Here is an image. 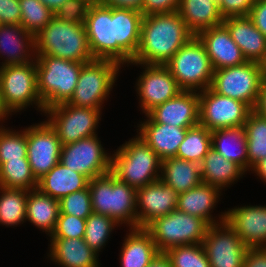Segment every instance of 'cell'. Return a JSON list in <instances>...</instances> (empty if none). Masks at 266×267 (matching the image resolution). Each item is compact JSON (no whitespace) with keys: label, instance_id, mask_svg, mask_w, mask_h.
<instances>
[{"label":"cell","instance_id":"6da1fadb","mask_svg":"<svg viewBox=\"0 0 266 267\" xmlns=\"http://www.w3.org/2000/svg\"><path fill=\"white\" fill-rule=\"evenodd\" d=\"M194 36L178 11L143 16L139 46L131 62L165 65Z\"/></svg>","mask_w":266,"mask_h":267},{"label":"cell","instance_id":"7a4b0ae2","mask_svg":"<svg viewBox=\"0 0 266 267\" xmlns=\"http://www.w3.org/2000/svg\"><path fill=\"white\" fill-rule=\"evenodd\" d=\"M115 151L110 172L118 180L136 190L160 180L162 160L138 135Z\"/></svg>","mask_w":266,"mask_h":267},{"label":"cell","instance_id":"3957f363","mask_svg":"<svg viewBox=\"0 0 266 267\" xmlns=\"http://www.w3.org/2000/svg\"><path fill=\"white\" fill-rule=\"evenodd\" d=\"M36 55H48L80 63L94 60L84 23L53 19L35 35Z\"/></svg>","mask_w":266,"mask_h":267},{"label":"cell","instance_id":"277c9868","mask_svg":"<svg viewBox=\"0 0 266 267\" xmlns=\"http://www.w3.org/2000/svg\"><path fill=\"white\" fill-rule=\"evenodd\" d=\"M93 212L107 215L120 225L137 228V190L118 180L111 172L88 183Z\"/></svg>","mask_w":266,"mask_h":267},{"label":"cell","instance_id":"5b68a950","mask_svg":"<svg viewBox=\"0 0 266 267\" xmlns=\"http://www.w3.org/2000/svg\"><path fill=\"white\" fill-rule=\"evenodd\" d=\"M35 61L37 89L44 109L68 102L85 63L48 55H36Z\"/></svg>","mask_w":266,"mask_h":267},{"label":"cell","instance_id":"8992f818","mask_svg":"<svg viewBox=\"0 0 266 267\" xmlns=\"http://www.w3.org/2000/svg\"><path fill=\"white\" fill-rule=\"evenodd\" d=\"M165 66L182 90L200 92L210 88L214 69L204 45L196 35Z\"/></svg>","mask_w":266,"mask_h":267},{"label":"cell","instance_id":"52a82bcc","mask_svg":"<svg viewBox=\"0 0 266 267\" xmlns=\"http://www.w3.org/2000/svg\"><path fill=\"white\" fill-rule=\"evenodd\" d=\"M121 65L110 59H94L85 63L80 71L73 96L68 104L100 109L110 95Z\"/></svg>","mask_w":266,"mask_h":267},{"label":"cell","instance_id":"ba28073f","mask_svg":"<svg viewBox=\"0 0 266 267\" xmlns=\"http://www.w3.org/2000/svg\"><path fill=\"white\" fill-rule=\"evenodd\" d=\"M210 225L202 218L179 210L151 222L145 229L150 233L160 253L188 244H202Z\"/></svg>","mask_w":266,"mask_h":267},{"label":"cell","instance_id":"9c48e42d","mask_svg":"<svg viewBox=\"0 0 266 267\" xmlns=\"http://www.w3.org/2000/svg\"><path fill=\"white\" fill-rule=\"evenodd\" d=\"M0 92L11 114L33 104L36 110L45 112L37 89L36 61L0 67Z\"/></svg>","mask_w":266,"mask_h":267},{"label":"cell","instance_id":"30bf717a","mask_svg":"<svg viewBox=\"0 0 266 267\" xmlns=\"http://www.w3.org/2000/svg\"><path fill=\"white\" fill-rule=\"evenodd\" d=\"M265 77V65L246 61L244 64L214 70L210 89L239 100L254 110Z\"/></svg>","mask_w":266,"mask_h":267},{"label":"cell","instance_id":"8fae6325","mask_svg":"<svg viewBox=\"0 0 266 267\" xmlns=\"http://www.w3.org/2000/svg\"><path fill=\"white\" fill-rule=\"evenodd\" d=\"M44 115L62 146L96 136L99 120L102 119L100 109L78 107L67 102L46 109Z\"/></svg>","mask_w":266,"mask_h":267},{"label":"cell","instance_id":"7c38bea8","mask_svg":"<svg viewBox=\"0 0 266 267\" xmlns=\"http://www.w3.org/2000/svg\"><path fill=\"white\" fill-rule=\"evenodd\" d=\"M252 111L247 104L210 88L199 92V124L210 131L244 126Z\"/></svg>","mask_w":266,"mask_h":267},{"label":"cell","instance_id":"4fadbf2b","mask_svg":"<svg viewBox=\"0 0 266 267\" xmlns=\"http://www.w3.org/2000/svg\"><path fill=\"white\" fill-rule=\"evenodd\" d=\"M99 139L96 135L63 145L60 162L89 180L109 173L112 155L106 152Z\"/></svg>","mask_w":266,"mask_h":267},{"label":"cell","instance_id":"5bb4252c","mask_svg":"<svg viewBox=\"0 0 266 267\" xmlns=\"http://www.w3.org/2000/svg\"><path fill=\"white\" fill-rule=\"evenodd\" d=\"M202 245L211 267H243L248 247L226 220L208 228Z\"/></svg>","mask_w":266,"mask_h":267},{"label":"cell","instance_id":"9a60e30c","mask_svg":"<svg viewBox=\"0 0 266 267\" xmlns=\"http://www.w3.org/2000/svg\"><path fill=\"white\" fill-rule=\"evenodd\" d=\"M61 148L55 130L47 121L27 127V158L37 181L60 162Z\"/></svg>","mask_w":266,"mask_h":267},{"label":"cell","instance_id":"2e32d148","mask_svg":"<svg viewBox=\"0 0 266 267\" xmlns=\"http://www.w3.org/2000/svg\"><path fill=\"white\" fill-rule=\"evenodd\" d=\"M132 64L140 65L144 69L135 85L140 100L139 105L145 115L154 107L176 97L183 91L165 65H144L131 62L130 65Z\"/></svg>","mask_w":266,"mask_h":267},{"label":"cell","instance_id":"e0dca14e","mask_svg":"<svg viewBox=\"0 0 266 267\" xmlns=\"http://www.w3.org/2000/svg\"><path fill=\"white\" fill-rule=\"evenodd\" d=\"M84 26L94 59L116 61L114 7L91 4Z\"/></svg>","mask_w":266,"mask_h":267},{"label":"cell","instance_id":"ac0fdd59","mask_svg":"<svg viewBox=\"0 0 266 267\" xmlns=\"http://www.w3.org/2000/svg\"><path fill=\"white\" fill-rule=\"evenodd\" d=\"M177 200L178 193L161 180L137 189V228H146L154 220L176 210Z\"/></svg>","mask_w":266,"mask_h":267},{"label":"cell","instance_id":"d6986e66","mask_svg":"<svg viewBox=\"0 0 266 267\" xmlns=\"http://www.w3.org/2000/svg\"><path fill=\"white\" fill-rule=\"evenodd\" d=\"M153 122L190 128L199 124V92L181 91L146 114Z\"/></svg>","mask_w":266,"mask_h":267},{"label":"cell","instance_id":"ffe728a7","mask_svg":"<svg viewBox=\"0 0 266 267\" xmlns=\"http://www.w3.org/2000/svg\"><path fill=\"white\" fill-rule=\"evenodd\" d=\"M225 220L248 248L266 247V205L229 209Z\"/></svg>","mask_w":266,"mask_h":267},{"label":"cell","instance_id":"44dd1931","mask_svg":"<svg viewBox=\"0 0 266 267\" xmlns=\"http://www.w3.org/2000/svg\"><path fill=\"white\" fill-rule=\"evenodd\" d=\"M196 36L204 45L214 70L238 66L247 61L224 24L202 30Z\"/></svg>","mask_w":266,"mask_h":267},{"label":"cell","instance_id":"7402d4cb","mask_svg":"<svg viewBox=\"0 0 266 267\" xmlns=\"http://www.w3.org/2000/svg\"><path fill=\"white\" fill-rule=\"evenodd\" d=\"M143 14L140 11L114 7L116 62L122 67L131 63L140 42Z\"/></svg>","mask_w":266,"mask_h":267},{"label":"cell","instance_id":"603a6c76","mask_svg":"<svg viewBox=\"0 0 266 267\" xmlns=\"http://www.w3.org/2000/svg\"><path fill=\"white\" fill-rule=\"evenodd\" d=\"M0 56V67L35 61V36L20 24H0Z\"/></svg>","mask_w":266,"mask_h":267},{"label":"cell","instance_id":"cb8c5ba5","mask_svg":"<svg viewBox=\"0 0 266 267\" xmlns=\"http://www.w3.org/2000/svg\"><path fill=\"white\" fill-rule=\"evenodd\" d=\"M223 24L247 61L266 64V37L248 16L229 17L224 19Z\"/></svg>","mask_w":266,"mask_h":267},{"label":"cell","instance_id":"d4e9b609","mask_svg":"<svg viewBox=\"0 0 266 267\" xmlns=\"http://www.w3.org/2000/svg\"><path fill=\"white\" fill-rule=\"evenodd\" d=\"M146 120L137 126V135L158 155L161 160L175 157L179 145L185 138L186 128L153 122L147 115Z\"/></svg>","mask_w":266,"mask_h":267},{"label":"cell","instance_id":"484cf974","mask_svg":"<svg viewBox=\"0 0 266 267\" xmlns=\"http://www.w3.org/2000/svg\"><path fill=\"white\" fill-rule=\"evenodd\" d=\"M221 193L222 191L214 185L201 183L186 192L178 194L177 210L200 217L210 226L224 222L226 212H221V215H218V220L211 214L220 200Z\"/></svg>","mask_w":266,"mask_h":267},{"label":"cell","instance_id":"4316f807","mask_svg":"<svg viewBox=\"0 0 266 267\" xmlns=\"http://www.w3.org/2000/svg\"><path fill=\"white\" fill-rule=\"evenodd\" d=\"M48 256L61 267H100L98 253L83 238H50Z\"/></svg>","mask_w":266,"mask_h":267},{"label":"cell","instance_id":"83f0119b","mask_svg":"<svg viewBox=\"0 0 266 267\" xmlns=\"http://www.w3.org/2000/svg\"><path fill=\"white\" fill-rule=\"evenodd\" d=\"M120 251L121 267H147L160 253L145 228H130Z\"/></svg>","mask_w":266,"mask_h":267},{"label":"cell","instance_id":"f1b7e54d","mask_svg":"<svg viewBox=\"0 0 266 267\" xmlns=\"http://www.w3.org/2000/svg\"><path fill=\"white\" fill-rule=\"evenodd\" d=\"M89 179L72 171L61 162L38 180L37 189L43 194L60 200L62 197L88 187Z\"/></svg>","mask_w":266,"mask_h":267},{"label":"cell","instance_id":"f546056e","mask_svg":"<svg viewBox=\"0 0 266 267\" xmlns=\"http://www.w3.org/2000/svg\"><path fill=\"white\" fill-rule=\"evenodd\" d=\"M178 12L194 35L224 21L217 0H181Z\"/></svg>","mask_w":266,"mask_h":267},{"label":"cell","instance_id":"4dcf8cb0","mask_svg":"<svg viewBox=\"0 0 266 267\" xmlns=\"http://www.w3.org/2000/svg\"><path fill=\"white\" fill-rule=\"evenodd\" d=\"M160 180L178 194L202 183L200 164L169 157L161 161Z\"/></svg>","mask_w":266,"mask_h":267},{"label":"cell","instance_id":"1f68e13d","mask_svg":"<svg viewBox=\"0 0 266 267\" xmlns=\"http://www.w3.org/2000/svg\"><path fill=\"white\" fill-rule=\"evenodd\" d=\"M202 183L214 185L221 191L238 181L245 171L235 162L226 160L212 147L200 164Z\"/></svg>","mask_w":266,"mask_h":267},{"label":"cell","instance_id":"d6a6232c","mask_svg":"<svg viewBox=\"0 0 266 267\" xmlns=\"http://www.w3.org/2000/svg\"><path fill=\"white\" fill-rule=\"evenodd\" d=\"M211 147L226 160L248 171L247 138L244 126L211 131Z\"/></svg>","mask_w":266,"mask_h":267},{"label":"cell","instance_id":"836d02e7","mask_svg":"<svg viewBox=\"0 0 266 267\" xmlns=\"http://www.w3.org/2000/svg\"><path fill=\"white\" fill-rule=\"evenodd\" d=\"M59 212V200L43 194L37 188L28 192L26 220L49 237L55 230Z\"/></svg>","mask_w":266,"mask_h":267},{"label":"cell","instance_id":"e575fe53","mask_svg":"<svg viewBox=\"0 0 266 267\" xmlns=\"http://www.w3.org/2000/svg\"><path fill=\"white\" fill-rule=\"evenodd\" d=\"M28 192L0 186V225L12 227L26 222Z\"/></svg>","mask_w":266,"mask_h":267},{"label":"cell","instance_id":"d590c367","mask_svg":"<svg viewBox=\"0 0 266 267\" xmlns=\"http://www.w3.org/2000/svg\"><path fill=\"white\" fill-rule=\"evenodd\" d=\"M211 149V131L201 124L190 127L179 145L176 158L201 164Z\"/></svg>","mask_w":266,"mask_h":267},{"label":"cell","instance_id":"8d00e7d4","mask_svg":"<svg viewBox=\"0 0 266 267\" xmlns=\"http://www.w3.org/2000/svg\"><path fill=\"white\" fill-rule=\"evenodd\" d=\"M247 138L248 171L266 158V119L252 111L244 124Z\"/></svg>","mask_w":266,"mask_h":267},{"label":"cell","instance_id":"74e56055","mask_svg":"<svg viewBox=\"0 0 266 267\" xmlns=\"http://www.w3.org/2000/svg\"><path fill=\"white\" fill-rule=\"evenodd\" d=\"M28 159L7 160L0 166V186L4 188L26 189L37 188Z\"/></svg>","mask_w":266,"mask_h":267},{"label":"cell","instance_id":"f35d334b","mask_svg":"<svg viewBox=\"0 0 266 267\" xmlns=\"http://www.w3.org/2000/svg\"><path fill=\"white\" fill-rule=\"evenodd\" d=\"M119 226L120 224L113 218L92 212L86 218V229L83 239L99 255V252L110 239L111 232L114 231L115 227Z\"/></svg>","mask_w":266,"mask_h":267},{"label":"cell","instance_id":"ab89813d","mask_svg":"<svg viewBox=\"0 0 266 267\" xmlns=\"http://www.w3.org/2000/svg\"><path fill=\"white\" fill-rule=\"evenodd\" d=\"M20 25L30 34L37 35L54 17V12L40 0H19Z\"/></svg>","mask_w":266,"mask_h":267},{"label":"cell","instance_id":"60d3db41","mask_svg":"<svg viewBox=\"0 0 266 267\" xmlns=\"http://www.w3.org/2000/svg\"><path fill=\"white\" fill-rule=\"evenodd\" d=\"M27 158V127L21 131L0 127V166L7 160Z\"/></svg>","mask_w":266,"mask_h":267},{"label":"cell","instance_id":"b9f144b4","mask_svg":"<svg viewBox=\"0 0 266 267\" xmlns=\"http://www.w3.org/2000/svg\"><path fill=\"white\" fill-rule=\"evenodd\" d=\"M164 253L172 267H211L202 244L175 246Z\"/></svg>","mask_w":266,"mask_h":267},{"label":"cell","instance_id":"7bdbcfd3","mask_svg":"<svg viewBox=\"0 0 266 267\" xmlns=\"http://www.w3.org/2000/svg\"><path fill=\"white\" fill-rule=\"evenodd\" d=\"M59 208V213L86 219L93 212L89 187L62 197Z\"/></svg>","mask_w":266,"mask_h":267},{"label":"cell","instance_id":"ee69618b","mask_svg":"<svg viewBox=\"0 0 266 267\" xmlns=\"http://www.w3.org/2000/svg\"><path fill=\"white\" fill-rule=\"evenodd\" d=\"M86 219L59 213L54 232L50 238H84Z\"/></svg>","mask_w":266,"mask_h":267},{"label":"cell","instance_id":"f6af8a7d","mask_svg":"<svg viewBox=\"0 0 266 267\" xmlns=\"http://www.w3.org/2000/svg\"><path fill=\"white\" fill-rule=\"evenodd\" d=\"M90 5L87 0H67L62 6L57 8L54 16L68 23H84Z\"/></svg>","mask_w":266,"mask_h":267},{"label":"cell","instance_id":"bcb514c9","mask_svg":"<svg viewBox=\"0 0 266 267\" xmlns=\"http://www.w3.org/2000/svg\"><path fill=\"white\" fill-rule=\"evenodd\" d=\"M254 2L255 0H217L220 13L224 19L249 16Z\"/></svg>","mask_w":266,"mask_h":267},{"label":"cell","instance_id":"7dc6e473","mask_svg":"<svg viewBox=\"0 0 266 267\" xmlns=\"http://www.w3.org/2000/svg\"><path fill=\"white\" fill-rule=\"evenodd\" d=\"M181 0H144L141 13L143 16L177 12Z\"/></svg>","mask_w":266,"mask_h":267},{"label":"cell","instance_id":"c3c4849f","mask_svg":"<svg viewBox=\"0 0 266 267\" xmlns=\"http://www.w3.org/2000/svg\"><path fill=\"white\" fill-rule=\"evenodd\" d=\"M19 0H0V24H20Z\"/></svg>","mask_w":266,"mask_h":267},{"label":"cell","instance_id":"681fc988","mask_svg":"<svg viewBox=\"0 0 266 267\" xmlns=\"http://www.w3.org/2000/svg\"><path fill=\"white\" fill-rule=\"evenodd\" d=\"M254 26L266 37V1L255 0L248 16Z\"/></svg>","mask_w":266,"mask_h":267},{"label":"cell","instance_id":"f907efd6","mask_svg":"<svg viewBox=\"0 0 266 267\" xmlns=\"http://www.w3.org/2000/svg\"><path fill=\"white\" fill-rule=\"evenodd\" d=\"M243 267H266V247L248 248Z\"/></svg>","mask_w":266,"mask_h":267},{"label":"cell","instance_id":"816d5d0a","mask_svg":"<svg viewBox=\"0 0 266 267\" xmlns=\"http://www.w3.org/2000/svg\"><path fill=\"white\" fill-rule=\"evenodd\" d=\"M144 0H100V4L108 7L142 10Z\"/></svg>","mask_w":266,"mask_h":267},{"label":"cell","instance_id":"f5cc1de1","mask_svg":"<svg viewBox=\"0 0 266 267\" xmlns=\"http://www.w3.org/2000/svg\"><path fill=\"white\" fill-rule=\"evenodd\" d=\"M253 111L266 119V77L262 80L258 100Z\"/></svg>","mask_w":266,"mask_h":267},{"label":"cell","instance_id":"db71d44e","mask_svg":"<svg viewBox=\"0 0 266 267\" xmlns=\"http://www.w3.org/2000/svg\"><path fill=\"white\" fill-rule=\"evenodd\" d=\"M252 173L254 172L257 176L260 177L264 183H266V158L261 159L257 162L252 168Z\"/></svg>","mask_w":266,"mask_h":267},{"label":"cell","instance_id":"11a10c76","mask_svg":"<svg viewBox=\"0 0 266 267\" xmlns=\"http://www.w3.org/2000/svg\"><path fill=\"white\" fill-rule=\"evenodd\" d=\"M147 267H172L165 253H159Z\"/></svg>","mask_w":266,"mask_h":267},{"label":"cell","instance_id":"9f6ffc18","mask_svg":"<svg viewBox=\"0 0 266 267\" xmlns=\"http://www.w3.org/2000/svg\"><path fill=\"white\" fill-rule=\"evenodd\" d=\"M45 6L50 8L53 12L62 6L67 0H40Z\"/></svg>","mask_w":266,"mask_h":267},{"label":"cell","instance_id":"6f0895ef","mask_svg":"<svg viewBox=\"0 0 266 267\" xmlns=\"http://www.w3.org/2000/svg\"><path fill=\"white\" fill-rule=\"evenodd\" d=\"M9 115H12L9 110L5 107L3 99H2V95L0 92V124H2V121L4 122V120H7V117ZM0 127H3V125H0Z\"/></svg>","mask_w":266,"mask_h":267},{"label":"cell","instance_id":"680465c9","mask_svg":"<svg viewBox=\"0 0 266 267\" xmlns=\"http://www.w3.org/2000/svg\"><path fill=\"white\" fill-rule=\"evenodd\" d=\"M90 4H100V0H87Z\"/></svg>","mask_w":266,"mask_h":267}]
</instances>
